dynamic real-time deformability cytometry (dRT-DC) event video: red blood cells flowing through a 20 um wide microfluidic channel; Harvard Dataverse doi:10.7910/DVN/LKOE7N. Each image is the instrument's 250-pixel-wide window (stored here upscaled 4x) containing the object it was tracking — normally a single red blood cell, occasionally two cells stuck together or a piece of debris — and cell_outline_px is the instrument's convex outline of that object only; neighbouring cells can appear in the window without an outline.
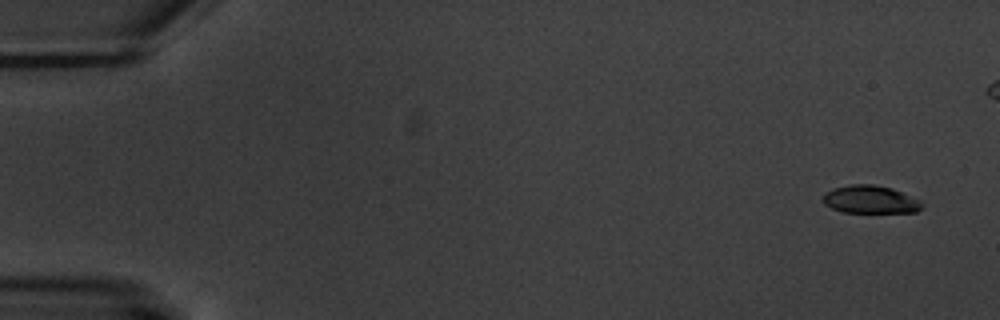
{"species": "common noctule bat (a hibernating species)", "species_latin": "Nyctalus noctula", "temperature_condition": "warm", "stored_images_in_passage": 2, "camera_frame_rate_fps": 3000, "um_per_image_px": 0.085, "animal": {"sex": "male", "body_mass_g": 20.1, "forearm_length_mm": 53.5}, "frame": {"image": 1, "passage_image": 1, "time_ms": 0.0, "image_size_px": [1000, 320], "cell_outline_px": [[924, 204], [916, 212], [840, 212], [824, 204], [824, 192], [832, 188], [852, 184], [872, 184], [892, 188], [920, 200]], "centroid_in_image_um": [73.96, 16.95], "position_along_channel_um": 11.0, "area_um2": 16.07}}